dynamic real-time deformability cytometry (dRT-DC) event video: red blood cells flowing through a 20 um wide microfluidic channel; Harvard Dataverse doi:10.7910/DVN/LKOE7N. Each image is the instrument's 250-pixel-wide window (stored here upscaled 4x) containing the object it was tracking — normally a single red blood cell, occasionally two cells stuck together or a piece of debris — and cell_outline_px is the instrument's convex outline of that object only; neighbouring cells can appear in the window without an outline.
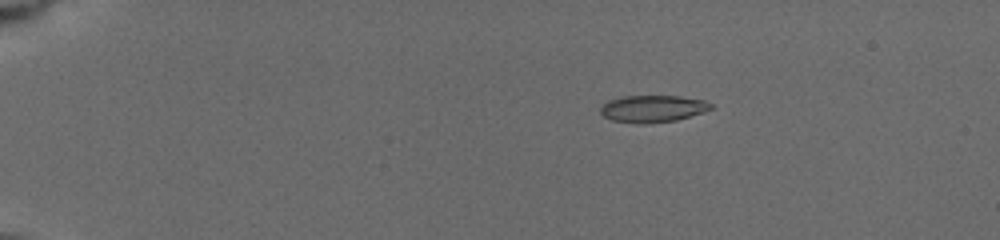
{"species": "common noctule bat (a hibernating species)", "species_latin": "Nyctalus noctula", "temperature_condition": "cold", "stored_images_in_passage": 92, "camera_frame_rate_fps": 3000, "um_per_image_px": 0.085, "animal": {"sex": "female", "body_mass_g": 19.5, "forearm_length_mm": 54.1}, "frame": {"image": 1, "passage_image": 3, "time_ms": 0.333, "image_size_px": [1000, 240], "cell_outline_px": [[716, 108], [704, 112], [676, 120], [648, 124], [636, 124], [612, 120], [604, 116], [600, 112], [600, 108], [608, 100], [624, 96], [680, 96], [704, 100], [712, 104]], "centroid_in_image_um": [55.51, 9.24], "position_along_channel_um": 29.5, "area_um2": 17.57}}
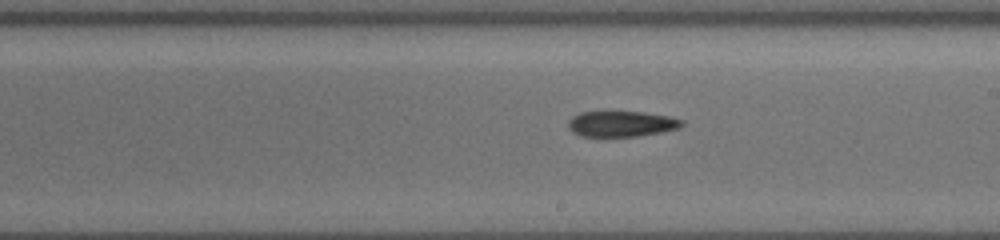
{"frame": {"image": 2, "passage_image": 51, "time_ms": 8.0, "image_size_px": [1000, 240], "cell_outline_px": [[684, 124], [680, 128], [660, 132], [636, 136], [580, 136], [572, 132], [568, 128], [568, 120], [572, 116], [580, 112], [644, 112], [668, 116], [684, 120]], "centroid_in_image_um": [52.81, 10.52], "position_along_channel_um": 236.2, "area_um2": 16.99}}
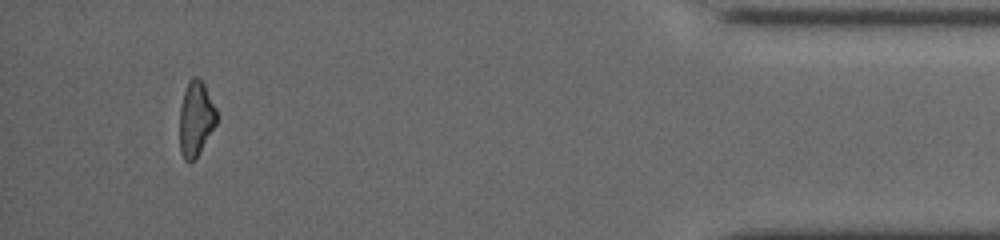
{"frame": {"image": 3, "passage_image": 91, "time_ms": 14.0, "image_size_px": [1000, 240], "cell_outline_px": [[216, 124], [196, 156], [188, 164], [184, 160], [180, 152], [180, 108], [184, 92], [188, 80], [192, 76], [196, 76], [204, 84], [216, 108]], "centroid_in_image_um": [16.63, 10.07], "position_along_channel_um": 418.6, "area_um2": 15.9}}